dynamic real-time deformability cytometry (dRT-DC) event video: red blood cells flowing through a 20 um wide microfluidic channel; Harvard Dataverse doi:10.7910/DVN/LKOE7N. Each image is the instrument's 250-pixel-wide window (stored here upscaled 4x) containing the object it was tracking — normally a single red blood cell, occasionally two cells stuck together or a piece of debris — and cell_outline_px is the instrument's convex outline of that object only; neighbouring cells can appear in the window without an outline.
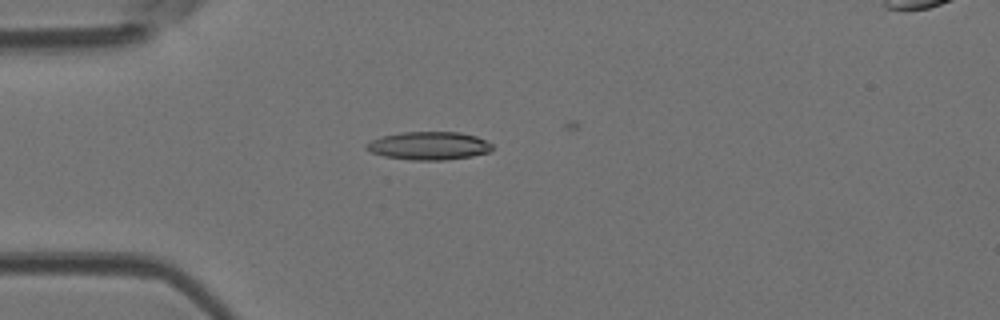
{"species": "Egyptian fruit bat (a non-hibernating species)", "species_latin": "Rousettus aegyptiacus", "temperature_condition": "room temperature", "stored_images_in_passage": 2, "camera_frame_rate_fps": 3000, "um_per_image_px": 0.085, "animal": {"sex": "female"}, "frame": {"image": 1, "passage_image": 2, "time_ms": 0.333, "image_size_px": [1000, 320], "cell_outline_px": [[492, 148], [488, 152], [472, 156], [444, 160], [412, 160], [384, 156], [372, 152], [364, 148], [364, 144], [380, 136], [400, 132], [460, 132], [476, 136], [492, 144]], "centroid_in_image_um": [36.42, 12.38], "position_along_channel_um": 48.6, "area_um2": 20.63}}